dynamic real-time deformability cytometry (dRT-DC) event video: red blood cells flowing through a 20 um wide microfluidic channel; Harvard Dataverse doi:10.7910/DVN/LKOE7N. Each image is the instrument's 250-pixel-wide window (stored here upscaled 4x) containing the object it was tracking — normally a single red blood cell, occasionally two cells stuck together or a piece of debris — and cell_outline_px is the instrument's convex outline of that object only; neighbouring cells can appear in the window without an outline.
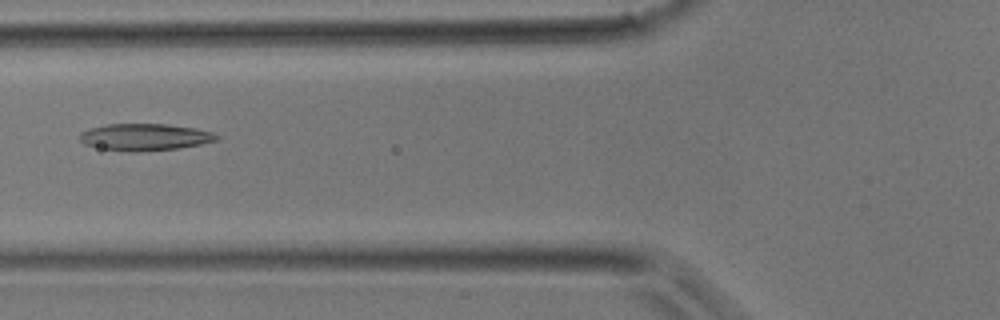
{"species": "common noctule bat (a hibernating species)", "species_latin": "Nyctalus noctula", "temperature_condition": "room temperature", "stored_images_in_passage": 2, "camera_frame_rate_fps": 3000, "um_per_image_px": 0.085, "animal": {"sex": "male", "body_mass_g": 17.9}, "frame": {"image": 1, "passage_image": 2, "time_ms": 1.0, "image_size_px": [1000, 320], "cell_outline_px": [[220, 136], [216, 140], [200, 144], [180, 148], [140, 152], [128, 152], [100, 148], [84, 144], [80, 140], [80, 132], [92, 128], [108, 124], [168, 124], [196, 128], [212, 132]], "centroid_in_image_um": [12.32, 11.66], "position_along_channel_um": 113.5, "area_um2": 21.5}}